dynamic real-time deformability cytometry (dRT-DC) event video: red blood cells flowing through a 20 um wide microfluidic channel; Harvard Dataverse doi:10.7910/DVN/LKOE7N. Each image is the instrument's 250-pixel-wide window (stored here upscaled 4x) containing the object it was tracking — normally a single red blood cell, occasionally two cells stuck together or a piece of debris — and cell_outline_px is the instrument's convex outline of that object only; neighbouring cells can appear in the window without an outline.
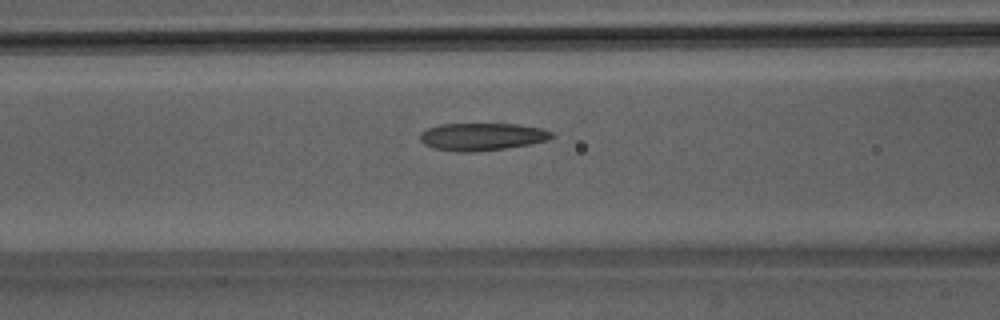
{"species": "Egyptian fruit bat (a non-hibernating species)", "species_latin": "Rousettus aegyptiacus", "temperature_condition": "room temperature", "stored_images_in_passage": 35, "camera_frame_rate_fps": 3000, "um_per_image_px": 0.085, "animal": {"sex": "male"}, "frame": {"image": 1, "passage_image": 5, "time_ms": 1.333, "image_size_px": [1000, 320], "cell_outline_px": [[556, 136], [548, 140], [532, 144], [476, 152], [456, 152], [432, 148], [424, 144], [420, 140], [420, 132], [428, 128], [440, 124], [520, 124], [540, 128], [552, 132]], "centroid_in_image_um": [40.97, 11.62], "position_along_channel_um": 125.6, "area_um2": 21.33}}
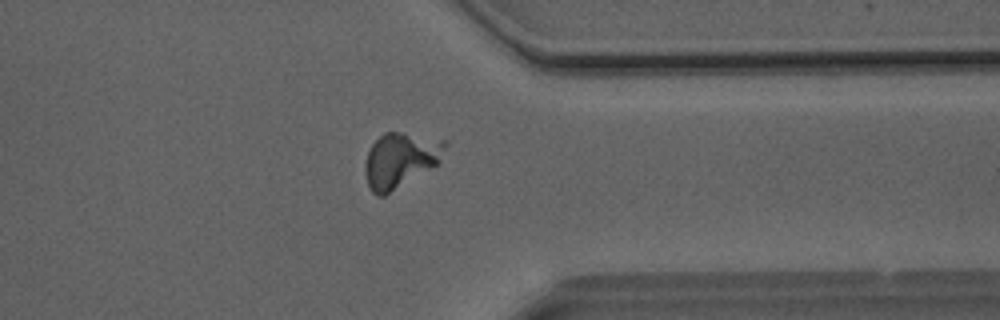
{"frame": {"image": 2, "passage_image": 24, "time_ms": 7.667, "image_size_px": [1000, 320], "cell_outline_px": [[448, 144], [440, 160], [436, 164], [384, 196], [376, 196], [372, 192], [368, 184], [364, 172], [364, 164], [368, 152], [372, 144], [384, 132], [400, 132], [448, 140]], "centroid_in_image_um": [34.02, 13.58], "position_along_channel_um": 377.4, "area_um2": 25.37}}
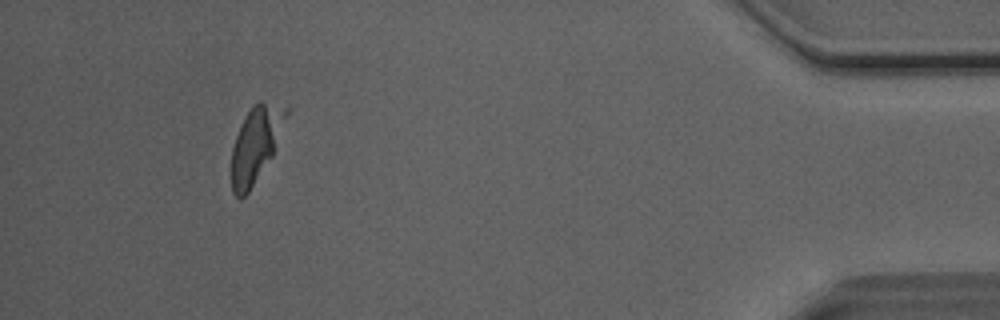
{"frame": {"image": 3, "passage_image": 31, "time_ms": 10.0, "image_size_px": [1000, 320], "cell_outline_px": [[288, 112], [272, 156], [248, 192], [240, 200], [232, 192], [232, 148], [240, 124], [252, 104], [260, 100], [288, 108]], "centroid_in_image_um": [21.71, 12.25], "position_along_channel_um": 413.5, "area_um2": 23.64}, "authors_computed_cell_mechanics": {"area_um2": 23.6402, "velocity_mm_per_s": 4.0488, "shape_relaxation_time_tau1_ms": 3.2271, "shape_relaxation_time_tau2_ms": 1.3594, "deformation_change_tau1": 0.0863, "deformation_change_tau2": 0.0767}}